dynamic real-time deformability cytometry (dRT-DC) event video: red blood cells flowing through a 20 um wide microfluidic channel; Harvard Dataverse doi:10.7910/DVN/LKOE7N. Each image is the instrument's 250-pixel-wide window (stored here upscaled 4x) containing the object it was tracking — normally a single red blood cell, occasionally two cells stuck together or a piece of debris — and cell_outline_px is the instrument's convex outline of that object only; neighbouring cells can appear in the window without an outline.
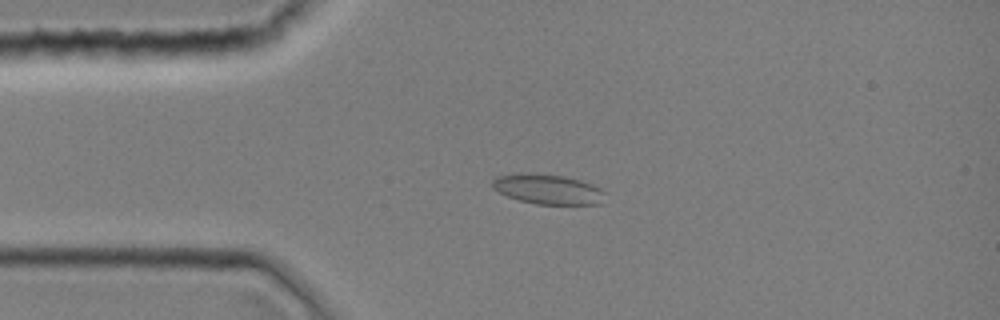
{"species": "common noctule bat (a hibernating species)", "species_latin": "Nyctalus noctula", "temperature_condition": "room temperature", "stored_images_in_passage": 44, "camera_frame_rate_fps": 3000, "um_per_image_px": 0.085, "animal": {"sex": "female", "body_mass_g": 19.0, "forearm_length_mm": 51.5}, "frame": {"image": 1, "passage_image": 10, "time_ms": 3.0, "image_size_px": [1000, 320], "cell_outline_px": [[604, 192], [600, 204], [536, 204], [520, 200], [508, 196], [492, 188], [492, 180], [496, 176], [520, 172], [564, 176], [580, 180], [592, 184], [600, 188]], "centroid_in_image_um": [46.53, 16.07], "position_along_channel_um": 38.5, "area_um2": 19.54}}
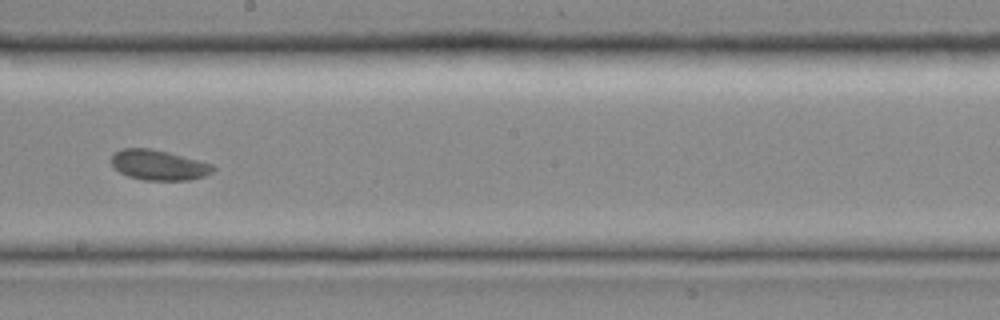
{"frame": {"image": 2, "passage_image": 25, "time_ms": 8.0, "image_size_px": [1000, 320], "cell_outline_px": [[216, 168], [212, 172], [204, 176], [188, 180], [144, 180], [128, 176], [120, 172], [112, 164], [112, 156], [120, 148], [152, 148], [168, 152], [212, 164]], "centroid_in_image_um": [13.49, 14.02], "position_along_channel_um": 234.7, "area_um2": 17.74}}
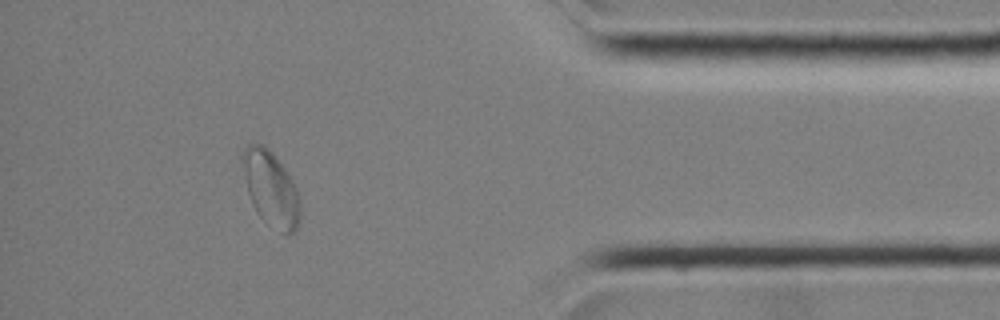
{"frame": {"image": 3, "passage_image": 39, "time_ms": 12.667, "image_size_px": [1000, 320], "cell_outline_px": [[300, 220], [296, 228], [288, 236], [264, 220], [256, 212], [252, 204], [248, 192], [240, 160], [240, 156], [244, 148], [248, 144], [264, 144], [272, 152], [284, 168], [292, 180], [296, 188], [300, 200]], "centroid_in_image_um": [23.0, 16.01], "position_along_channel_um": 412.2, "area_um2": 25.14}}